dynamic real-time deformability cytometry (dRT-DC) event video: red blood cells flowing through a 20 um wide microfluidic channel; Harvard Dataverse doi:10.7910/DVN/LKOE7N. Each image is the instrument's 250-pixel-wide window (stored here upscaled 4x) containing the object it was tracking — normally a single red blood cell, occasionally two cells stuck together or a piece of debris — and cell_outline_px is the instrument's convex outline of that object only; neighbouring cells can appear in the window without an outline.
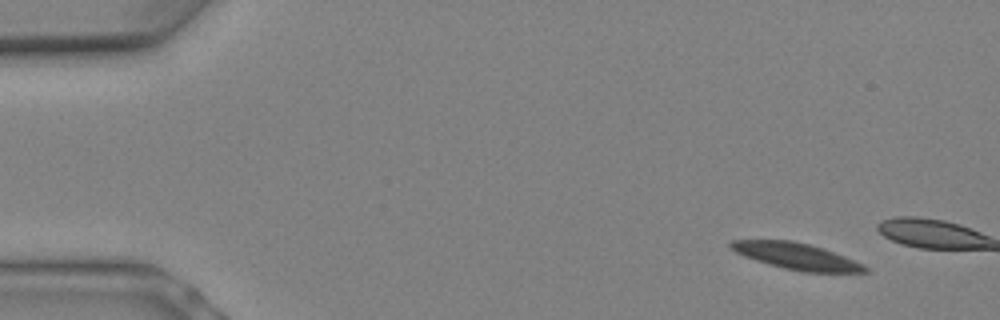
{"species": "Egyptian fruit bat (a non-hibernating species)", "species_latin": "Rousettus aegyptiacus", "temperature_condition": "warm", "stored_images_in_passage": 6, "camera_frame_rate_fps": 3000, "um_per_image_px": 0.085, "animal": {"sex": "female"}, "frame": {"image": 1, "passage_image": 2, "time_ms": 0.333, "image_size_px": [1000, 320], "cell_outline_px": [[868, 272], [804, 272], [784, 268], [756, 260], [744, 256], [736, 252], [728, 244], [732, 240], [792, 240], [808, 244], [844, 256], [864, 264], [868, 268]], "centroid_in_image_um": [67.7, 21.78], "position_along_channel_um": 17.3, "area_um2": 20.29}}